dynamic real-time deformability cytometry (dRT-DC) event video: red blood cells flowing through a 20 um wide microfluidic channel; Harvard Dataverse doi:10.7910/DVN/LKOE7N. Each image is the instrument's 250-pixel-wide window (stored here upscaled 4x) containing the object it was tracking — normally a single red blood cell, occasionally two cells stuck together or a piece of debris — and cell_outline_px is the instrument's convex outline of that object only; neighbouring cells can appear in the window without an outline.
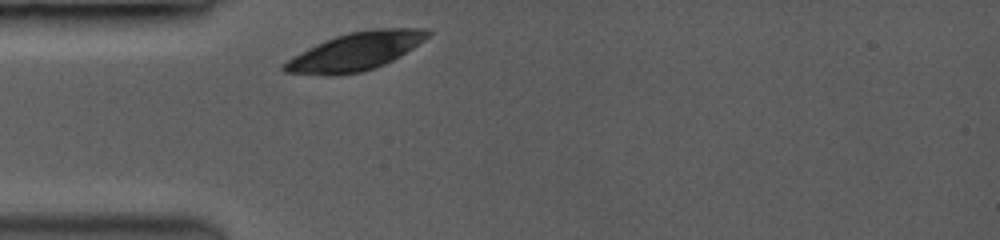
{"species": "common noctule bat (a hibernating species)", "species_latin": "Nyctalus noctula", "temperature_condition": "room temperature", "stored_images_in_passage": 7, "camera_frame_rate_fps": 3500, "um_per_image_px": 0.085, "animal": {"sex": "female", "body_mass_g": 19.0, "forearm_length_mm": 53.3}, "frame": {"image": 1, "passage_image": 1, "time_ms": 0.0, "image_size_px": [1000, 240], "cell_outline_px": [[432, 32], [424, 40], [400, 56], [384, 64], [360, 72], [284, 72], [280, 68], [280, 64], [308, 48], [324, 40], [348, 32], [372, 28], [428, 28]], "centroid_in_image_um": [30.29, 4.3], "position_along_channel_um": 54.7, "area_um2": 30.63}}
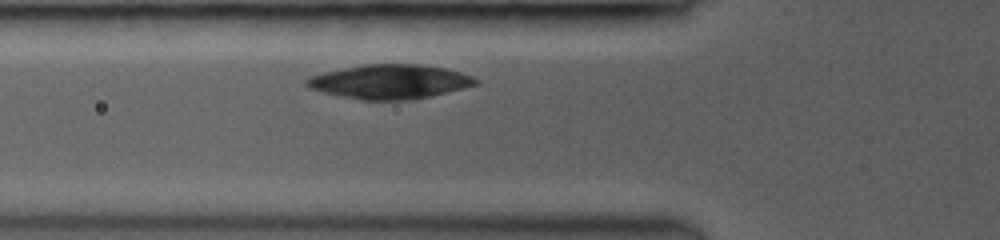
{"frame": {"image": 2, "passage_image": 3, "time_ms": 1.143, "image_size_px": [1000, 240], "cell_outline_px": [[480, 84], [464, 88], [428, 96], [400, 100], [364, 100], [344, 96], [312, 88], [304, 84], [304, 80], [308, 76], [324, 72], [364, 64], [420, 64], [444, 68], [460, 72], [472, 76], [480, 80]], "centroid_in_image_um": [33.17, 6.92], "position_along_channel_um": 92.6, "area_um2": 33.29}}
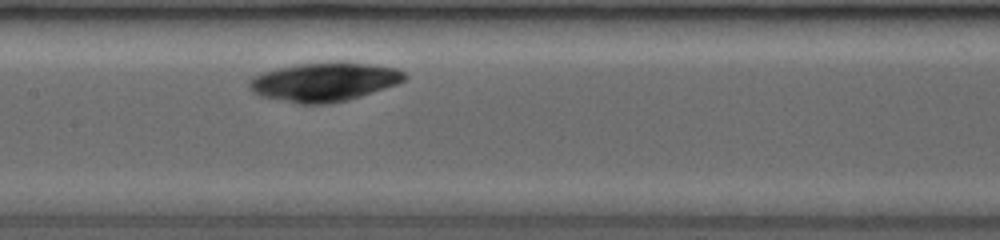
{"frame": {"image": 3, "passage_image": 7, "time_ms": 3.429, "image_size_px": [1000, 240], "cell_outline_px": [[408, 76], [404, 80], [396, 84], [384, 88], [344, 100], [320, 104], [304, 104], [264, 96], [256, 92], [248, 84], [248, 80], [264, 72], [296, 64], [328, 60], [340, 60], [372, 64], [396, 68], [404, 72]], "centroid_in_image_um": [27.62, 6.9], "position_along_channel_um": 179.8, "area_um2": 34.74}}